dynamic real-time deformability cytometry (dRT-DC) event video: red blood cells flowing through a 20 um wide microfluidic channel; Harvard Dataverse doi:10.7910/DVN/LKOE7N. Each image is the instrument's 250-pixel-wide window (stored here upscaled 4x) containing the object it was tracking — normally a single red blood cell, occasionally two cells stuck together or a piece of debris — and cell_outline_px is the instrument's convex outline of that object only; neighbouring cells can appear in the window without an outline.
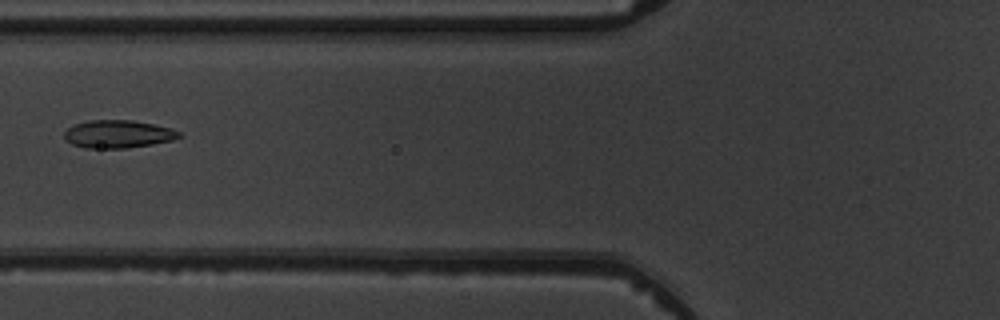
{"species": "common noctule bat (a hibernating species)", "species_latin": "Nyctalus noctula", "temperature_condition": "warm", "stored_images_in_passage": 8, "camera_frame_rate_fps": 3000, "um_per_image_px": 0.085, "animal": {"sex": "male", "body_mass_g": 19.5, "forearm_length_mm": 54.6}, "frame": {"image": 1, "passage_image": 6, "time_ms": 5.667, "image_size_px": [1000, 320], "cell_outline_px": [[184, 136], [172, 140], [152, 144], [124, 148], [84, 148], [72, 144], [64, 140], [64, 132], [68, 128], [76, 124], [88, 120], [132, 120], [172, 128], [180, 132]], "centroid_in_image_um": [10.03, 11.4], "position_along_channel_um": 115.8, "area_um2": 18.67}}
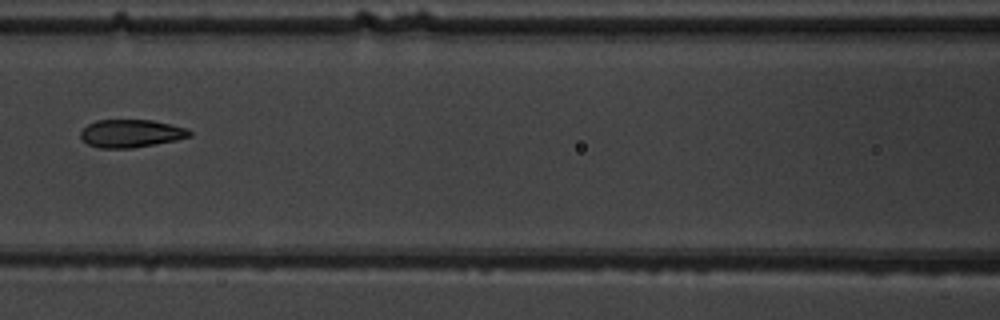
{"frame": {"image": 2, "passage_image": 7, "time_ms": 6.667, "image_size_px": [1000, 320], "cell_outline_px": [[192, 136], [176, 140], [132, 148], [100, 148], [88, 144], [80, 136], [80, 132], [88, 124], [96, 120], [152, 120], [188, 128], [192, 132]], "centroid_in_image_um": [11.16, 11.34], "position_along_channel_um": 155.4, "area_um2": 17.69}}
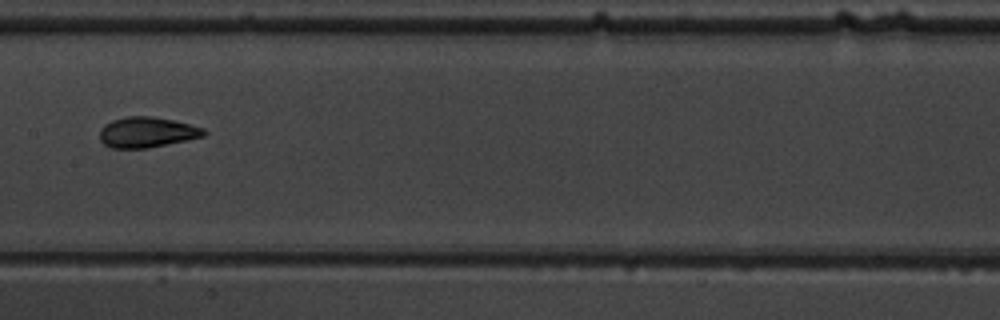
{"frame": {"image": 3, "passage_image": 8, "time_ms": 7.667, "image_size_px": [1000, 320], "cell_outline_px": [[208, 132], [204, 136], [188, 140], [148, 148], [112, 148], [104, 144], [100, 140], [100, 128], [104, 124], [112, 120], [128, 116], [152, 116], [172, 120], [204, 128]], "centroid_in_image_um": [12.48, 11.24], "position_along_channel_um": 194.9, "area_um2": 18.55}}